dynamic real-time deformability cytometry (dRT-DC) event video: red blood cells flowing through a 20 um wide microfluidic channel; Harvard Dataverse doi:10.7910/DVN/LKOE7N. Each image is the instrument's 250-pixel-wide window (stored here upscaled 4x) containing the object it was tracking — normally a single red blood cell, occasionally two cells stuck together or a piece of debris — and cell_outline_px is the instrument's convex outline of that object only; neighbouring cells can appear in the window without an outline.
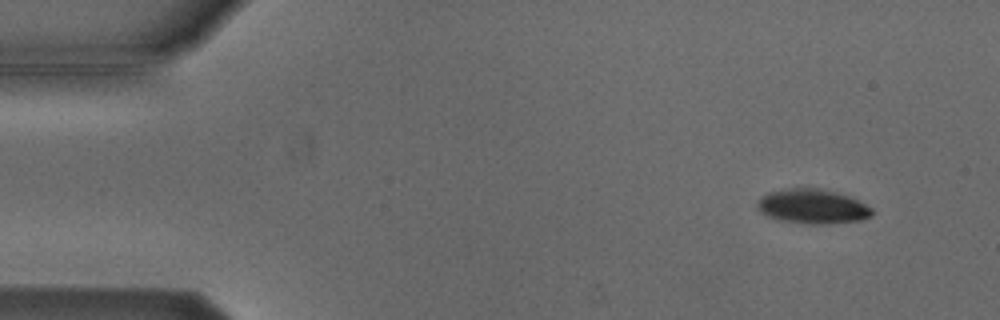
{"species": "Egyptian fruit bat (a non-hibernating species)", "species_latin": "Rousettus aegyptiacus", "temperature_condition": "cold", "stored_images_in_passage": 4, "camera_frame_rate_fps": 3000, "um_per_image_px": 0.085, "animal": {"sex": "male"}, "frame": {"image": 1, "passage_image": 1, "time_ms": 0.0, "image_size_px": [1000, 320], "cell_outline_px": [[876, 212], [872, 216], [860, 220], [828, 224], [808, 224], [780, 220], [756, 208], [756, 200], [760, 196], [768, 192], [784, 188], [816, 188], [836, 192], [848, 196], [872, 208]], "centroid_in_image_um": [69.06, 17.54], "position_along_channel_um": 15.9, "area_um2": 23.06}}
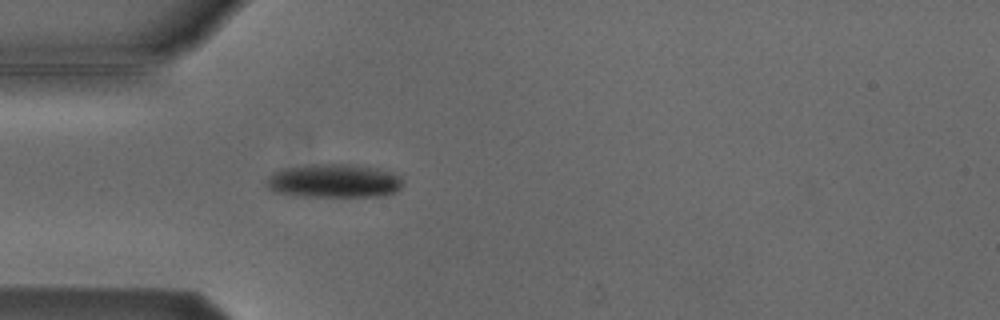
{"frame": {"image": 2, "passage_image": 4, "time_ms": 3.667, "image_size_px": [1000, 320], "cell_outline_px": [[404, 184], [396, 192], [384, 196], [300, 196], [272, 192], [264, 184], [268, 176], [272, 172], [284, 168], [312, 164], [352, 164], [376, 168], [392, 172], [400, 176], [404, 180]], "centroid_in_image_um": [28.38, 15.38], "position_along_channel_um": 56.6, "area_um2": 27.17}}